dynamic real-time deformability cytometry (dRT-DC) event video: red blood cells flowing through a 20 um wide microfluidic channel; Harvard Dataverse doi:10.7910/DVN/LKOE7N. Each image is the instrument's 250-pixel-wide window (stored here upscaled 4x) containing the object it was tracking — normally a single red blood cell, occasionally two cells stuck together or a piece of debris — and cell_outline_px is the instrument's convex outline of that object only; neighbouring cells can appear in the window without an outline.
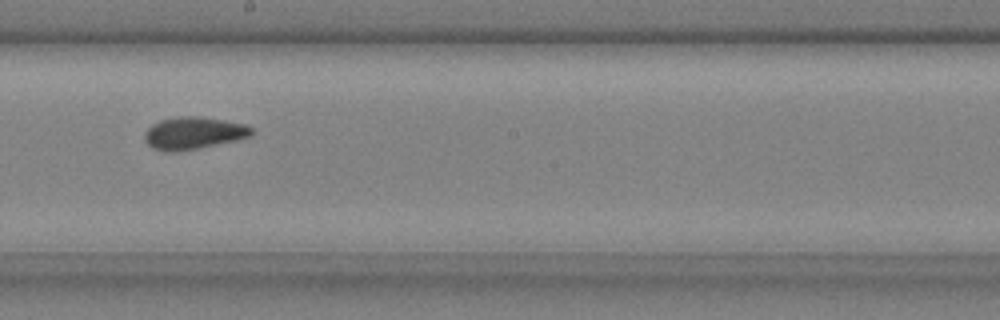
{"species": "common noctule bat (a hibernating species)", "species_latin": "Nyctalus noctula", "temperature_condition": "cold", "stored_images_in_passage": 9, "camera_frame_rate_fps": 3000, "um_per_image_px": 0.085, "animal": {"sex": "male", "body_mass_g": 20.4}, "frame": {"image": 1, "passage_image": 8, "time_ms": 2.333, "image_size_px": [1000, 320], "cell_outline_px": [[252, 136], [236, 140], [196, 148], [172, 152], [168, 152], [152, 148], [144, 140], [144, 132], [152, 124], [160, 120], [180, 116], [200, 116], [248, 124], [252, 128]], "centroid_in_image_um": [16.44, 11.3], "position_along_channel_um": 231.8, "area_um2": 20.11}}
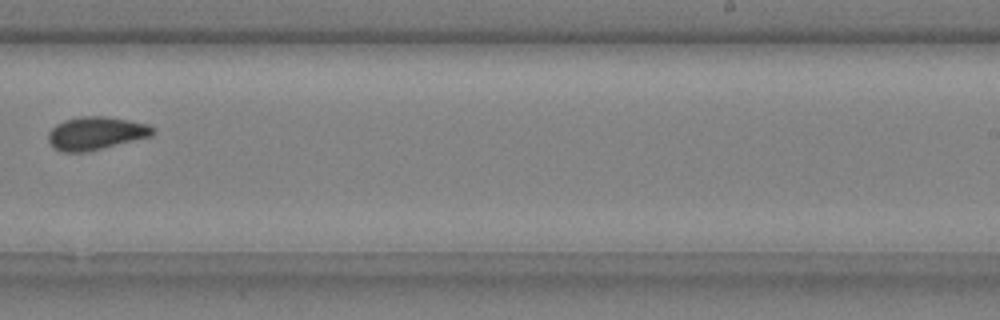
{"frame": {"image": 2, "passage_image": 9, "time_ms": 2.667, "image_size_px": [1000, 320], "cell_outline_px": [[156, 132], [152, 136], [84, 152], [64, 152], [56, 148], [48, 140], [48, 132], [56, 124], [64, 120], [80, 116], [108, 116], [148, 124], [156, 128]], "centroid_in_image_um": [8.18, 11.3], "position_along_channel_um": 280.8, "area_um2": 20.06}}